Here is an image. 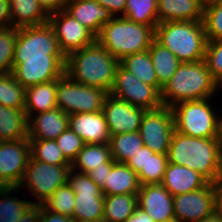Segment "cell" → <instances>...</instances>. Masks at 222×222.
I'll return each instance as SVG.
<instances>
[{
	"instance_id": "cell-1",
	"label": "cell",
	"mask_w": 222,
	"mask_h": 222,
	"mask_svg": "<svg viewBox=\"0 0 222 222\" xmlns=\"http://www.w3.org/2000/svg\"><path fill=\"white\" fill-rule=\"evenodd\" d=\"M167 159L169 163L199 172L209 183H214L222 174L221 140L191 137L174 130Z\"/></svg>"
},
{
	"instance_id": "cell-2",
	"label": "cell",
	"mask_w": 222,
	"mask_h": 222,
	"mask_svg": "<svg viewBox=\"0 0 222 222\" xmlns=\"http://www.w3.org/2000/svg\"><path fill=\"white\" fill-rule=\"evenodd\" d=\"M120 61L99 42L70 53L65 58V74L82 85L110 93Z\"/></svg>"
},
{
	"instance_id": "cell-3",
	"label": "cell",
	"mask_w": 222,
	"mask_h": 222,
	"mask_svg": "<svg viewBox=\"0 0 222 222\" xmlns=\"http://www.w3.org/2000/svg\"><path fill=\"white\" fill-rule=\"evenodd\" d=\"M222 87L212 77L204 60L180 63L174 75L160 91L163 106L191 100L213 98Z\"/></svg>"
},
{
	"instance_id": "cell-4",
	"label": "cell",
	"mask_w": 222,
	"mask_h": 222,
	"mask_svg": "<svg viewBox=\"0 0 222 222\" xmlns=\"http://www.w3.org/2000/svg\"><path fill=\"white\" fill-rule=\"evenodd\" d=\"M155 39L181 63L204 60L207 37L202 21H167L155 27Z\"/></svg>"
},
{
	"instance_id": "cell-5",
	"label": "cell",
	"mask_w": 222,
	"mask_h": 222,
	"mask_svg": "<svg viewBox=\"0 0 222 222\" xmlns=\"http://www.w3.org/2000/svg\"><path fill=\"white\" fill-rule=\"evenodd\" d=\"M154 38L155 30L151 26L113 17L102 27L96 41L120 61L126 56L147 51Z\"/></svg>"
},
{
	"instance_id": "cell-6",
	"label": "cell",
	"mask_w": 222,
	"mask_h": 222,
	"mask_svg": "<svg viewBox=\"0 0 222 222\" xmlns=\"http://www.w3.org/2000/svg\"><path fill=\"white\" fill-rule=\"evenodd\" d=\"M212 99L215 97L183 101L170 107L175 130L191 137L220 138L222 113L214 107Z\"/></svg>"
},
{
	"instance_id": "cell-7",
	"label": "cell",
	"mask_w": 222,
	"mask_h": 222,
	"mask_svg": "<svg viewBox=\"0 0 222 222\" xmlns=\"http://www.w3.org/2000/svg\"><path fill=\"white\" fill-rule=\"evenodd\" d=\"M71 165H50L33 159L28 160L27 167L18 188L32 194V204L40 205L59 187L68 182ZM27 188V189H26Z\"/></svg>"
},
{
	"instance_id": "cell-8",
	"label": "cell",
	"mask_w": 222,
	"mask_h": 222,
	"mask_svg": "<svg viewBox=\"0 0 222 222\" xmlns=\"http://www.w3.org/2000/svg\"><path fill=\"white\" fill-rule=\"evenodd\" d=\"M108 94L103 89L75 82L66 74L57 80V108L69 115L101 111Z\"/></svg>"
},
{
	"instance_id": "cell-9",
	"label": "cell",
	"mask_w": 222,
	"mask_h": 222,
	"mask_svg": "<svg viewBox=\"0 0 222 222\" xmlns=\"http://www.w3.org/2000/svg\"><path fill=\"white\" fill-rule=\"evenodd\" d=\"M65 57L58 46L54 30L47 22L42 25L17 28L13 59Z\"/></svg>"
},
{
	"instance_id": "cell-10",
	"label": "cell",
	"mask_w": 222,
	"mask_h": 222,
	"mask_svg": "<svg viewBox=\"0 0 222 222\" xmlns=\"http://www.w3.org/2000/svg\"><path fill=\"white\" fill-rule=\"evenodd\" d=\"M68 183L75 193L74 222L103 219L104 195L102 189L87 174L70 169Z\"/></svg>"
},
{
	"instance_id": "cell-11",
	"label": "cell",
	"mask_w": 222,
	"mask_h": 222,
	"mask_svg": "<svg viewBox=\"0 0 222 222\" xmlns=\"http://www.w3.org/2000/svg\"><path fill=\"white\" fill-rule=\"evenodd\" d=\"M110 95L145 110H155L163 106L160 92L126 70L121 64L117 67L115 81Z\"/></svg>"
},
{
	"instance_id": "cell-12",
	"label": "cell",
	"mask_w": 222,
	"mask_h": 222,
	"mask_svg": "<svg viewBox=\"0 0 222 222\" xmlns=\"http://www.w3.org/2000/svg\"><path fill=\"white\" fill-rule=\"evenodd\" d=\"M174 130L172 110L167 106H162L155 110L145 111L139 133L144 146L155 153L167 154Z\"/></svg>"
},
{
	"instance_id": "cell-13",
	"label": "cell",
	"mask_w": 222,
	"mask_h": 222,
	"mask_svg": "<svg viewBox=\"0 0 222 222\" xmlns=\"http://www.w3.org/2000/svg\"><path fill=\"white\" fill-rule=\"evenodd\" d=\"M65 58L13 59L12 74L24 88L58 80L65 74Z\"/></svg>"
},
{
	"instance_id": "cell-14",
	"label": "cell",
	"mask_w": 222,
	"mask_h": 222,
	"mask_svg": "<svg viewBox=\"0 0 222 222\" xmlns=\"http://www.w3.org/2000/svg\"><path fill=\"white\" fill-rule=\"evenodd\" d=\"M48 23L53 28L59 49L65 57L96 41V35L65 10L49 14Z\"/></svg>"
},
{
	"instance_id": "cell-15",
	"label": "cell",
	"mask_w": 222,
	"mask_h": 222,
	"mask_svg": "<svg viewBox=\"0 0 222 222\" xmlns=\"http://www.w3.org/2000/svg\"><path fill=\"white\" fill-rule=\"evenodd\" d=\"M29 138L0 141V187H18L30 158Z\"/></svg>"
},
{
	"instance_id": "cell-16",
	"label": "cell",
	"mask_w": 222,
	"mask_h": 222,
	"mask_svg": "<svg viewBox=\"0 0 222 222\" xmlns=\"http://www.w3.org/2000/svg\"><path fill=\"white\" fill-rule=\"evenodd\" d=\"M174 217L180 222H199L215 212L213 183L192 192L173 196Z\"/></svg>"
},
{
	"instance_id": "cell-17",
	"label": "cell",
	"mask_w": 222,
	"mask_h": 222,
	"mask_svg": "<svg viewBox=\"0 0 222 222\" xmlns=\"http://www.w3.org/2000/svg\"><path fill=\"white\" fill-rule=\"evenodd\" d=\"M102 111L111 136L139 131L146 110L108 94Z\"/></svg>"
},
{
	"instance_id": "cell-18",
	"label": "cell",
	"mask_w": 222,
	"mask_h": 222,
	"mask_svg": "<svg viewBox=\"0 0 222 222\" xmlns=\"http://www.w3.org/2000/svg\"><path fill=\"white\" fill-rule=\"evenodd\" d=\"M137 206L155 222H163L174 217L173 196L162 184L140 186Z\"/></svg>"
},
{
	"instance_id": "cell-19",
	"label": "cell",
	"mask_w": 222,
	"mask_h": 222,
	"mask_svg": "<svg viewBox=\"0 0 222 222\" xmlns=\"http://www.w3.org/2000/svg\"><path fill=\"white\" fill-rule=\"evenodd\" d=\"M68 127L80 136L85 144L108 143L110 133L103 111L69 115Z\"/></svg>"
},
{
	"instance_id": "cell-20",
	"label": "cell",
	"mask_w": 222,
	"mask_h": 222,
	"mask_svg": "<svg viewBox=\"0 0 222 222\" xmlns=\"http://www.w3.org/2000/svg\"><path fill=\"white\" fill-rule=\"evenodd\" d=\"M28 138L55 140L68 128L69 114L59 108L35 115H27Z\"/></svg>"
},
{
	"instance_id": "cell-21",
	"label": "cell",
	"mask_w": 222,
	"mask_h": 222,
	"mask_svg": "<svg viewBox=\"0 0 222 222\" xmlns=\"http://www.w3.org/2000/svg\"><path fill=\"white\" fill-rule=\"evenodd\" d=\"M64 10L96 36L113 18L96 0H68Z\"/></svg>"
},
{
	"instance_id": "cell-22",
	"label": "cell",
	"mask_w": 222,
	"mask_h": 222,
	"mask_svg": "<svg viewBox=\"0 0 222 222\" xmlns=\"http://www.w3.org/2000/svg\"><path fill=\"white\" fill-rule=\"evenodd\" d=\"M208 183L199 172L169 162L161 182L172 196L195 191L205 187Z\"/></svg>"
},
{
	"instance_id": "cell-23",
	"label": "cell",
	"mask_w": 222,
	"mask_h": 222,
	"mask_svg": "<svg viewBox=\"0 0 222 222\" xmlns=\"http://www.w3.org/2000/svg\"><path fill=\"white\" fill-rule=\"evenodd\" d=\"M206 0H157L158 23L202 21Z\"/></svg>"
},
{
	"instance_id": "cell-24",
	"label": "cell",
	"mask_w": 222,
	"mask_h": 222,
	"mask_svg": "<svg viewBox=\"0 0 222 222\" xmlns=\"http://www.w3.org/2000/svg\"><path fill=\"white\" fill-rule=\"evenodd\" d=\"M57 80L25 88V113L35 115L57 108Z\"/></svg>"
},
{
	"instance_id": "cell-25",
	"label": "cell",
	"mask_w": 222,
	"mask_h": 222,
	"mask_svg": "<svg viewBox=\"0 0 222 222\" xmlns=\"http://www.w3.org/2000/svg\"><path fill=\"white\" fill-rule=\"evenodd\" d=\"M11 26L14 28L42 25L48 22L49 15L37 0H8Z\"/></svg>"
},
{
	"instance_id": "cell-26",
	"label": "cell",
	"mask_w": 222,
	"mask_h": 222,
	"mask_svg": "<svg viewBox=\"0 0 222 222\" xmlns=\"http://www.w3.org/2000/svg\"><path fill=\"white\" fill-rule=\"evenodd\" d=\"M137 173L125 163H115L102 188L104 196L117 194H137L140 190Z\"/></svg>"
},
{
	"instance_id": "cell-27",
	"label": "cell",
	"mask_w": 222,
	"mask_h": 222,
	"mask_svg": "<svg viewBox=\"0 0 222 222\" xmlns=\"http://www.w3.org/2000/svg\"><path fill=\"white\" fill-rule=\"evenodd\" d=\"M28 137L25 110L0 105V141H15Z\"/></svg>"
},
{
	"instance_id": "cell-28",
	"label": "cell",
	"mask_w": 222,
	"mask_h": 222,
	"mask_svg": "<svg viewBox=\"0 0 222 222\" xmlns=\"http://www.w3.org/2000/svg\"><path fill=\"white\" fill-rule=\"evenodd\" d=\"M112 159L108 143L85 144L71 163V169L87 174L93 168L103 167Z\"/></svg>"
},
{
	"instance_id": "cell-29",
	"label": "cell",
	"mask_w": 222,
	"mask_h": 222,
	"mask_svg": "<svg viewBox=\"0 0 222 222\" xmlns=\"http://www.w3.org/2000/svg\"><path fill=\"white\" fill-rule=\"evenodd\" d=\"M153 67L158 78V83L163 87L174 75L178 66L179 59L170 52L165 46L160 44L155 38L148 49Z\"/></svg>"
},
{
	"instance_id": "cell-30",
	"label": "cell",
	"mask_w": 222,
	"mask_h": 222,
	"mask_svg": "<svg viewBox=\"0 0 222 222\" xmlns=\"http://www.w3.org/2000/svg\"><path fill=\"white\" fill-rule=\"evenodd\" d=\"M120 64L126 70L134 74L138 78V80L154 86L159 92L161 91L162 86L158 83L155 68L153 67V63L148 50L126 56L122 60H120Z\"/></svg>"
},
{
	"instance_id": "cell-31",
	"label": "cell",
	"mask_w": 222,
	"mask_h": 222,
	"mask_svg": "<svg viewBox=\"0 0 222 222\" xmlns=\"http://www.w3.org/2000/svg\"><path fill=\"white\" fill-rule=\"evenodd\" d=\"M137 207V194L104 196V222H124Z\"/></svg>"
},
{
	"instance_id": "cell-32",
	"label": "cell",
	"mask_w": 222,
	"mask_h": 222,
	"mask_svg": "<svg viewBox=\"0 0 222 222\" xmlns=\"http://www.w3.org/2000/svg\"><path fill=\"white\" fill-rule=\"evenodd\" d=\"M19 191L18 187H0V222H17L33 205L32 200L18 198Z\"/></svg>"
},
{
	"instance_id": "cell-33",
	"label": "cell",
	"mask_w": 222,
	"mask_h": 222,
	"mask_svg": "<svg viewBox=\"0 0 222 222\" xmlns=\"http://www.w3.org/2000/svg\"><path fill=\"white\" fill-rule=\"evenodd\" d=\"M108 144L116 163H125L144 145L139 131L111 135Z\"/></svg>"
},
{
	"instance_id": "cell-34",
	"label": "cell",
	"mask_w": 222,
	"mask_h": 222,
	"mask_svg": "<svg viewBox=\"0 0 222 222\" xmlns=\"http://www.w3.org/2000/svg\"><path fill=\"white\" fill-rule=\"evenodd\" d=\"M123 17L155 30L158 24L157 0H127Z\"/></svg>"
},
{
	"instance_id": "cell-35",
	"label": "cell",
	"mask_w": 222,
	"mask_h": 222,
	"mask_svg": "<svg viewBox=\"0 0 222 222\" xmlns=\"http://www.w3.org/2000/svg\"><path fill=\"white\" fill-rule=\"evenodd\" d=\"M0 105L24 110L25 88L12 73L0 74Z\"/></svg>"
},
{
	"instance_id": "cell-36",
	"label": "cell",
	"mask_w": 222,
	"mask_h": 222,
	"mask_svg": "<svg viewBox=\"0 0 222 222\" xmlns=\"http://www.w3.org/2000/svg\"><path fill=\"white\" fill-rule=\"evenodd\" d=\"M33 159L50 165H71L62 154L55 140L29 139Z\"/></svg>"
},
{
	"instance_id": "cell-37",
	"label": "cell",
	"mask_w": 222,
	"mask_h": 222,
	"mask_svg": "<svg viewBox=\"0 0 222 222\" xmlns=\"http://www.w3.org/2000/svg\"><path fill=\"white\" fill-rule=\"evenodd\" d=\"M167 163V154L155 153L147 147V162L137 174L140 185L161 184Z\"/></svg>"
},
{
	"instance_id": "cell-38",
	"label": "cell",
	"mask_w": 222,
	"mask_h": 222,
	"mask_svg": "<svg viewBox=\"0 0 222 222\" xmlns=\"http://www.w3.org/2000/svg\"><path fill=\"white\" fill-rule=\"evenodd\" d=\"M75 193L67 182L59 187L40 205L47 211L72 217L74 212Z\"/></svg>"
},
{
	"instance_id": "cell-39",
	"label": "cell",
	"mask_w": 222,
	"mask_h": 222,
	"mask_svg": "<svg viewBox=\"0 0 222 222\" xmlns=\"http://www.w3.org/2000/svg\"><path fill=\"white\" fill-rule=\"evenodd\" d=\"M208 41L222 38V0H206L203 20Z\"/></svg>"
},
{
	"instance_id": "cell-40",
	"label": "cell",
	"mask_w": 222,
	"mask_h": 222,
	"mask_svg": "<svg viewBox=\"0 0 222 222\" xmlns=\"http://www.w3.org/2000/svg\"><path fill=\"white\" fill-rule=\"evenodd\" d=\"M17 28H0V74L12 73Z\"/></svg>"
},
{
	"instance_id": "cell-41",
	"label": "cell",
	"mask_w": 222,
	"mask_h": 222,
	"mask_svg": "<svg viewBox=\"0 0 222 222\" xmlns=\"http://www.w3.org/2000/svg\"><path fill=\"white\" fill-rule=\"evenodd\" d=\"M204 62L212 77L222 87V38L207 41Z\"/></svg>"
},
{
	"instance_id": "cell-42",
	"label": "cell",
	"mask_w": 222,
	"mask_h": 222,
	"mask_svg": "<svg viewBox=\"0 0 222 222\" xmlns=\"http://www.w3.org/2000/svg\"><path fill=\"white\" fill-rule=\"evenodd\" d=\"M65 159L71 164L85 143L69 127L55 139Z\"/></svg>"
},
{
	"instance_id": "cell-43",
	"label": "cell",
	"mask_w": 222,
	"mask_h": 222,
	"mask_svg": "<svg viewBox=\"0 0 222 222\" xmlns=\"http://www.w3.org/2000/svg\"><path fill=\"white\" fill-rule=\"evenodd\" d=\"M116 162L111 159L109 162L105 163L103 167L93 168V170H90L87 175L102 189L106 182L107 177L109 176L112 166Z\"/></svg>"
},
{
	"instance_id": "cell-44",
	"label": "cell",
	"mask_w": 222,
	"mask_h": 222,
	"mask_svg": "<svg viewBox=\"0 0 222 222\" xmlns=\"http://www.w3.org/2000/svg\"><path fill=\"white\" fill-rule=\"evenodd\" d=\"M101 6L106 8L112 17H123L127 0H96Z\"/></svg>"
},
{
	"instance_id": "cell-45",
	"label": "cell",
	"mask_w": 222,
	"mask_h": 222,
	"mask_svg": "<svg viewBox=\"0 0 222 222\" xmlns=\"http://www.w3.org/2000/svg\"><path fill=\"white\" fill-rule=\"evenodd\" d=\"M147 162V146L140 147L139 151L134 154L129 160L125 162L134 172L137 174L141 171L142 167H145Z\"/></svg>"
},
{
	"instance_id": "cell-46",
	"label": "cell",
	"mask_w": 222,
	"mask_h": 222,
	"mask_svg": "<svg viewBox=\"0 0 222 222\" xmlns=\"http://www.w3.org/2000/svg\"><path fill=\"white\" fill-rule=\"evenodd\" d=\"M38 222H74V220L70 216L62 215L52 211H47L41 205H39Z\"/></svg>"
},
{
	"instance_id": "cell-47",
	"label": "cell",
	"mask_w": 222,
	"mask_h": 222,
	"mask_svg": "<svg viewBox=\"0 0 222 222\" xmlns=\"http://www.w3.org/2000/svg\"><path fill=\"white\" fill-rule=\"evenodd\" d=\"M67 1L68 0H37L48 15L64 10Z\"/></svg>"
},
{
	"instance_id": "cell-48",
	"label": "cell",
	"mask_w": 222,
	"mask_h": 222,
	"mask_svg": "<svg viewBox=\"0 0 222 222\" xmlns=\"http://www.w3.org/2000/svg\"><path fill=\"white\" fill-rule=\"evenodd\" d=\"M7 27H11L9 1L0 0V28Z\"/></svg>"
},
{
	"instance_id": "cell-49",
	"label": "cell",
	"mask_w": 222,
	"mask_h": 222,
	"mask_svg": "<svg viewBox=\"0 0 222 222\" xmlns=\"http://www.w3.org/2000/svg\"><path fill=\"white\" fill-rule=\"evenodd\" d=\"M214 193H215V212L222 216V174L213 183Z\"/></svg>"
},
{
	"instance_id": "cell-50",
	"label": "cell",
	"mask_w": 222,
	"mask_h": 222,
	"mask_svg": "<svg viewBox=\"0 0 222 222\" xmlns=\"http://www.w3.org/2000/svg\"><path fill=\"white\" fill-rule=\"evenodd\" d=\"M39 221V205H32L17 222H38Z\"/></svg>"
},
{
	"instance_id": "cell-51",
	"label": "cell",
	"mask_w": 222,
	"mask_h": 222,
	"mask_svg": "<svg viewBox=\"0 0 222 222\" xmlns=\"http://www.w3.org/2000/svg\"><path fill=\"white\" fill-rule=\"evenodd\" d=\"M124 222H155L147 213H145L138 206L134 213L128 217Z\"/></svg>"
},
{
	"instance_id": "cell-52",
	"label": "cell",
	"mask_w": 222,
	"mask_h": 222,
	"mask_svg": "<svg viewBox=\"0 0 222 222\" xmlns=\"http://www.w3.org/2000/svg\"><path fill=\"white\" fill-rule=\"evenodd\" d=\"M199 222H222V216L214 212L212 215L205 217Z\"/></svg>"
},
{
	"instance_id": "cell-53",
	"label": "cell",
	"mask_w": 222,
	"mask_h": 222,
	"mask_svg": "<svg viewBox=\"0 0 222 222\" xmlns=\"http://www.w3.org/2000/svg\"><path fill=\"white\" fill-rule=\"evenodd\" d=\"M163 222H180L178 219H176L175 217L169 219V220H165Z\"/></svg>"
},
{
	"instance_id": "cell-54",
	"label": "cell",
	"mask_w": 222,
	"mask_h": 222,
	"mask_svg": "<svg viewBox=\"0 0 222 222\" xmlns=\"http://www.w3.org/2000/svg\"><path fill=\"white\" fill-rule=\"evenodd\" d=\"M220 140H221V151H222V123H221V131H220Z\"/></svg>"
},
{
	"instance_id": "cell-55",
	"label": "cell",
	"mask_w": 222,
	"mask_h": 222,
	"mask_svg": "<svg viewBox=\"0 0 222 222\" xmlns=\"http://www.w3.org/2000/svg\"><path fill=\"white\" fill-rule=\"evenodd\" d=\"M96 222H104V221H103V219H100V220H96Z\"/></svg>"
}]
</instances>
